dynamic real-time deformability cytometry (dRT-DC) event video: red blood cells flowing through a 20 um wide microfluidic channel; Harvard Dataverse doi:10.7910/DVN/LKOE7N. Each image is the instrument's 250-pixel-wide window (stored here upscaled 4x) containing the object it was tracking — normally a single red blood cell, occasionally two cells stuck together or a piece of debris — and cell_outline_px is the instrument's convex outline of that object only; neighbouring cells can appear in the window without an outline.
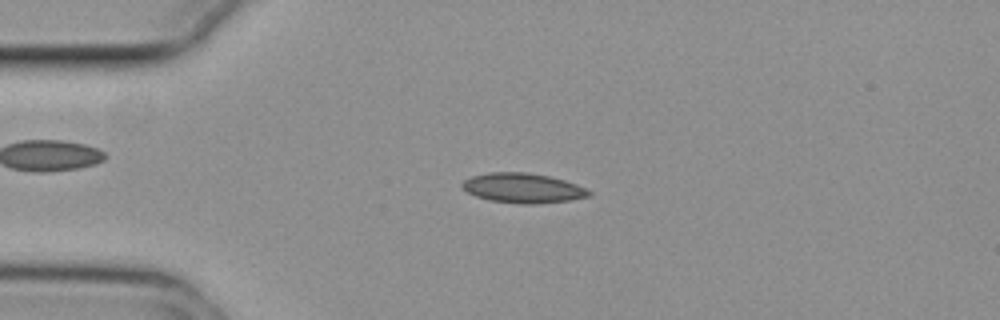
{"species": "common noctule bat (a hibernating species)", "species_latin": "Nyctalus noctula", "temperature_condition": "cold", "stored_images_in_passage": 54, "camera_frame_rate_fps": 3000, "um_per_image_px": 0.085, "animal": {"sex": "female", "body_mass_g": 29.2, "forearm_length_mm": 56.3}, "frame": {"image": 1, "passage_image": 12, "time_ms": 3.667, "image_size_px": [1000, 320], "cell_outline_px": [[592, 192], [588, 196], [572, 200], [532, 204], [524, 204], [488, 200], [476, 196], [460, 188], [460, 184], [464, 180], [472, 176], [492, 172], [528, 172], [548, 176], [564, 180], [576, 184]], "centroid_in_image_um": [44.41, 15.98], "position_along_channel_um": 40.6, "area_um2": 21.91}}
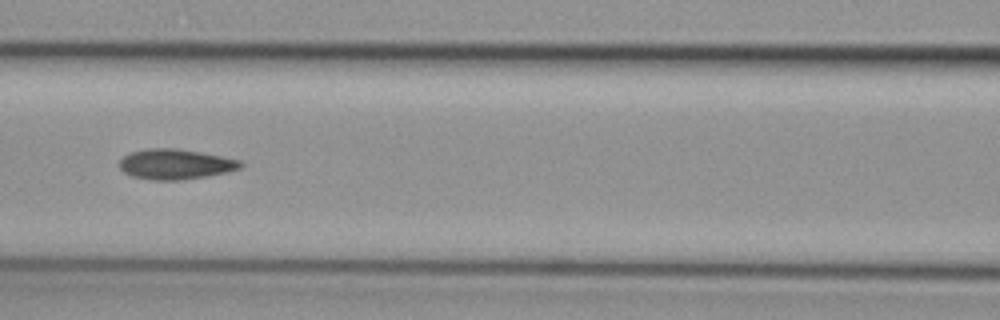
{"frame": {"image": 2, "passage_image": 23, "time_ms": 7.333, "image_size_px": [1000, 320], "cell_outline_px": [[244, 164], [240, 168], [228, 172], [208, 176], [180, 180], [148, 180], [132, 176], [124, 172], [120, 168], [120, 160], [124, 156], [132, 152], [148, 148], [176, 148], [200, 152], [240, 160]], "centroid_in_image_um": [14.92, 13.96], "position_along_channel_um": 151.7, "area_um2": 21.33}}
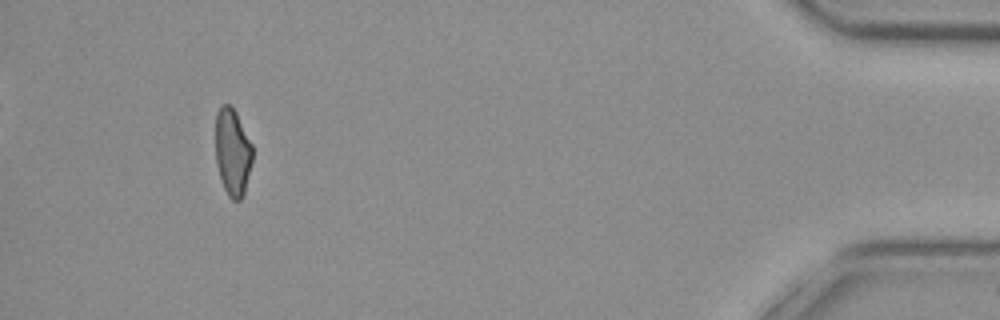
{"frame": {"image": 3, "passage_image": 50, "time_ms": 16.333, "image_size_px": [1000, 320], "cell_outline_px": [[252, 160], [244, 196], [240, 200], [232, 200], [228, 196], [224, 188], [216, 164], [216, 112], [220, 104], [228, 104], [236, 112], [252, 144]], "centroid_in_image_um": [19.76, 12.93], "position_along_channel_um": 415.4, "area_um2": 18.84}, "authors_computed_cell_mechanics": {"area_um2": 20.3745, "velocity_mm_per_s": 3.7416, "shape_relaxation_time_tau1_ms": 7.6848, "shape_relaxation_time_tau2_ms": 7.2998, "deformation_change_tau1": 0.1452, "deformation_change_tau2": 0.1263}}